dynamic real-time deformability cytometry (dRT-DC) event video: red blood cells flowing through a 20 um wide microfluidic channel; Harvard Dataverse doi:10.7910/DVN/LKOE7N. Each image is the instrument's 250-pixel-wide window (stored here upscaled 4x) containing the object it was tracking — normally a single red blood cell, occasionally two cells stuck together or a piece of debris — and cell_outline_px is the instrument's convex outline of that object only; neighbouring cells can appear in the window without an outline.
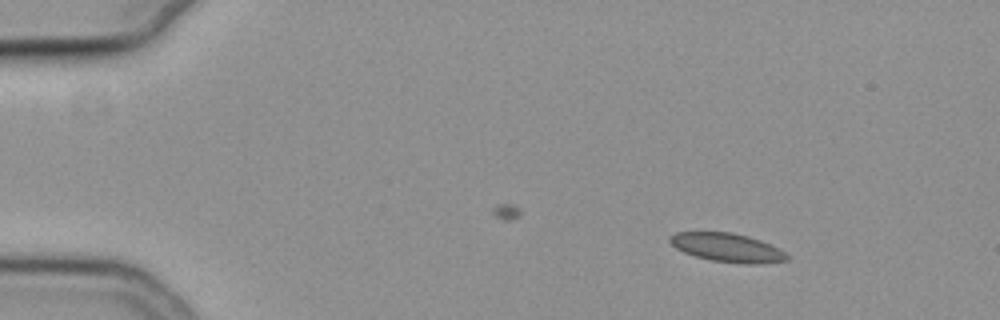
{"species": "common noctule bat (a hibernating species)", "species_latin": "Nyctalus noctula", "temperature_condition": "cold", "stored_images_in_passage": 11, "camera_frame_rate_fps": 3000, "um_per_image_px": 0.085, "animal": {"sex": "female", "body_mass_g": 19.3, "forearm_length_mm": 54.1}, "frame": {"image": 1, "passage_image": 1, "time_ms": 0.0, "image_size_px": [1000, 320], "cell_outline_px": [[788, 260], [764, 264], [748, 264], [712, 260], [696, 256], [684, 252], [676, 248], [668, 240], [668, 236], [676, 232], [732, 232], [748, 236], [760, 240], [780, 248], [788, 256]], "centroid_in_image_um": [61.83, 21.04], "position_along_channel_um": 23.2, "area_um2": 19.59}}